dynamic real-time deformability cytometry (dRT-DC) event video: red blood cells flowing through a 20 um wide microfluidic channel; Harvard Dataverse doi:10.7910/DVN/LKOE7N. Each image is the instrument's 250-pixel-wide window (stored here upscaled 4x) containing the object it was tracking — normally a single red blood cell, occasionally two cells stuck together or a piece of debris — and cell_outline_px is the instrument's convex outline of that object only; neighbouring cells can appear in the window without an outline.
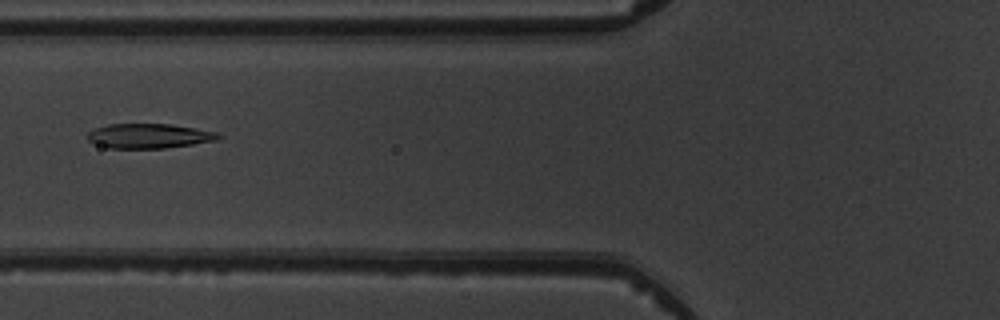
{"species": "common noctule bat (a hibernating species)", "species_latin": "Nyctalus noctula", "temperature_condition": "warm", "stored_images_in_passage": 4, "camera_frame_rate_fps": 3000, "um_per_image_px": 0.085, "animal": {"sex": "male", "body_mass_g": 19.5, "forearm_length_mm": 54.6}, "frame": {"image": 1, "passage_image": 3, "time_ms": 2.333, "image_size_px": [1000, 320], "cell_outline_px": [[224, 136], [216, 140], [192, 144], [164, 148], [108, 148], [96, 144], [88, 140], [84, 136], [88, 132], [96, 128], [108, 124], [172, 124], [196, 128], [216, 132]], "centroid_in_image_um": [12.65, 11.55], "position_along_channel_um": 113.2, "area_um2": 18.84}}
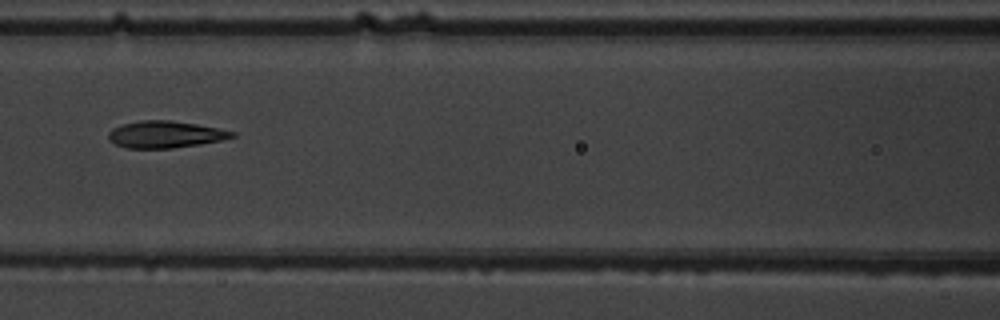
{"frame": {"image": 2, "passage_image": 4, "time_ms": 3.333, "image_size_px": [1000, 320], "cell_outline_px": [[236, 136], [220, 140], [200, 144], [172, 148], [128, 148], [116, 144], [108, 140], [108, 132], [112, 128], [124, 124], [140, 120], [168, 120], [196, 124], [236, 132]], "centroid_in_image_um": [14.02, 11.42], "position_along_channel_um": 152.6, "area_um2": 19.19}}